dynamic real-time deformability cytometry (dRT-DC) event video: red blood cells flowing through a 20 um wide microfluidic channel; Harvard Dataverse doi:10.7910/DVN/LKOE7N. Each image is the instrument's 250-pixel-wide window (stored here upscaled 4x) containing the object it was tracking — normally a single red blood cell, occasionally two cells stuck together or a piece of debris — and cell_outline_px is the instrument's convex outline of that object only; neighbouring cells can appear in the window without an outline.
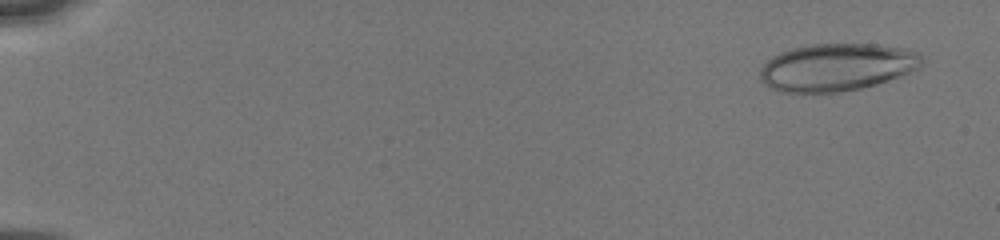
{"species": "human", "species_latin": "Homo sapiens", "temperature_condition": "cold", "stored_images_in_passage": 35, "camera_frame_rate_fps": 3000, "um_per_image_px": 0.085, "donor": {"sex": "male"}, "frame": {"image": 1, "passage_image": 3, "time_ms": 0.667, "image_size_px": [1000, 240], "cell_outline_px": [[924, 60], [920, 68], [876, 84], [860, 88], [840, 92], [784, 92], [768, 88], [760, 80], [760, 68], [772, 56], [780, 52], [792, 48], [812, 44], [880, 44], [904, 48], [916, 52], [924, 56]], "centroid_in_image_um": [71.12, 5.7], "position_along_channel_um": 13.9, "area_um2": 44.91}}
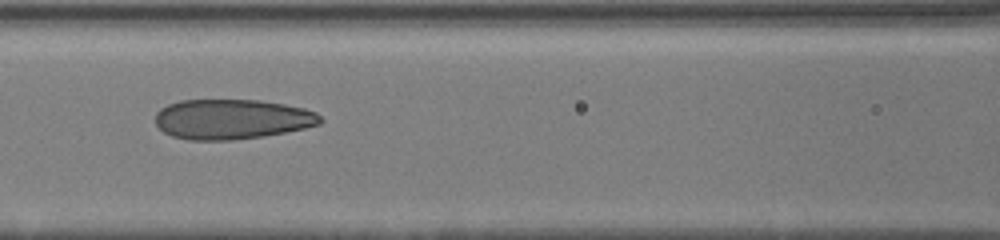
{"frame": {"image": 2, "passage_image": 29, "time_ms": 8.0, "image_size_px": [1000, 240], "cell_outline_px": [[324, 120], [320, 124], [304, 128], [264, 136], [232, 140], [188, 140], [172, 136], [164, 132], [156, 124], [156, 112], [160, 108], [168, 104], [180, 100], [260, 100], [284, 104], [304, 108], [316, 112]], "centroid_in_image_um": [19.71, 10.13], "position_along_channel_um": 146.9, "area_um2": 38.55}}
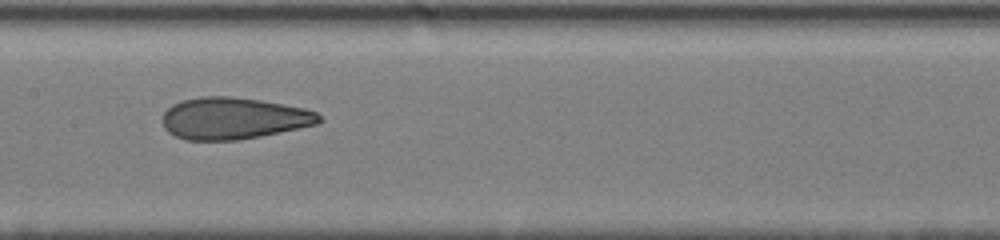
{"frame": {"image": 3, "passage_image": 34, "time_ms": 9.0, "image_size_px": [1000, 240], "cell_outline_px": [[324, 120], [316, 124], [260, 136], [236, 140], [188, 140], [176, 136], [168, 132], [164, 128], [164, 112], [172, 104], [180, 100], [200, 96], [228, 96], [260, 100], [304, 108], [316, 112]], "centroid_in_image_um": [19.83, 10.05], "position_along_channel_um": 187.6, "area_um2": 37.92}}